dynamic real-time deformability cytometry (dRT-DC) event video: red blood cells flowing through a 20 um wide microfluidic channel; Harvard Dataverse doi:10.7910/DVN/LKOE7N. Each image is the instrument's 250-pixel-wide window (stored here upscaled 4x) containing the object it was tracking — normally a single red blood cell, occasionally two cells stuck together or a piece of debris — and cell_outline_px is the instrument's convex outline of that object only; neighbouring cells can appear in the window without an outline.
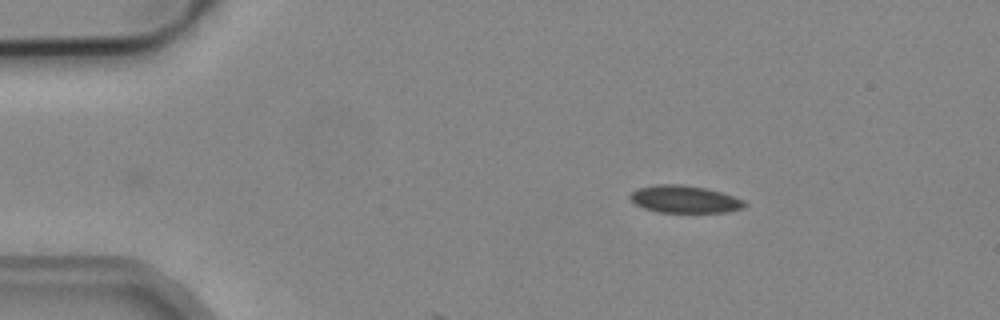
{"species": "common noctule bat (a hibernating species)", "species_latin": "Nyctalus noctula", "temperature_condition": "cold", "stored_images_in_passage": 4, "camera_frame_rate_fps": 3000, "um_per_image_px": 0.085, "animal": {"sex": "male", "body_mass_g": 19.2, "forearm_length_mm": 51.8}, "frame": {"image": 1, "passage_image": 4, "time_ms": 1.0, "image_size_px": [1000, 320], "cell_outline_px": [[748, 204], [744, 208], [724, 212], [660, 212], [644, 208], [636, 204], [628, 196], [636, 188], [656, 184], [684, 184], [704, 188], [720, 192], [744, 200]], "centroid_in_image_um": [58.18, 16.93], "position_along_channel_um": 26.8, "area_um2": 18.21}}